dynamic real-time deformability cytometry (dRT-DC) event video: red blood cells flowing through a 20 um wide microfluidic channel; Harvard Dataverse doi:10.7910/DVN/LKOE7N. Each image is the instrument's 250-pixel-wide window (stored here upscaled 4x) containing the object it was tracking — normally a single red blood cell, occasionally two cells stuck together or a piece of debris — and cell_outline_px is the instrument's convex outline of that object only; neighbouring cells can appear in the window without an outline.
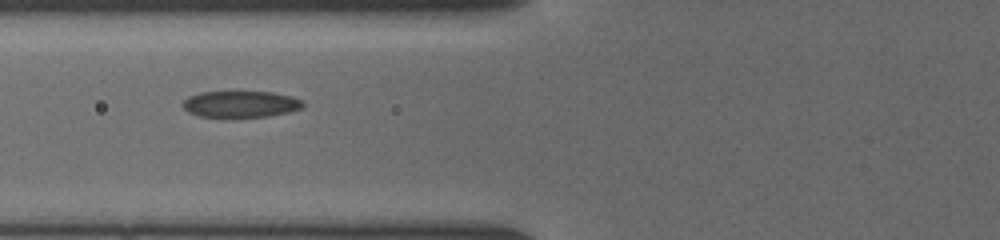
{"species": "common noctule bat (a hibernating species)", "species_latin": "Nyctalus noctula", "temperature_condition": "cold", "stored_images_in_passage": 15, "camera_frame_rate_fps": 3000, "um_per_image_px": 0.085, "animal": {"sex": "female", "body_mass_g": 19.5, "forearm_length_mm": 54.1}, "frame": {"image": 1, "passage_image": 3, "time_ms": 0.667, "image_size_px": [1000, 240], "cell_outline_px": [[304, 104], [300, 108], [288, 112], [268, 116], [196, 116], [188, 112], [180, 104], [188, 96], [200, 92], [272, 92], [292, 96], [304, 100]], "centroid_in_image_um": [20.43, 8.83], "position_along_channel_um": 105.4, "area_um2": 18.38}}